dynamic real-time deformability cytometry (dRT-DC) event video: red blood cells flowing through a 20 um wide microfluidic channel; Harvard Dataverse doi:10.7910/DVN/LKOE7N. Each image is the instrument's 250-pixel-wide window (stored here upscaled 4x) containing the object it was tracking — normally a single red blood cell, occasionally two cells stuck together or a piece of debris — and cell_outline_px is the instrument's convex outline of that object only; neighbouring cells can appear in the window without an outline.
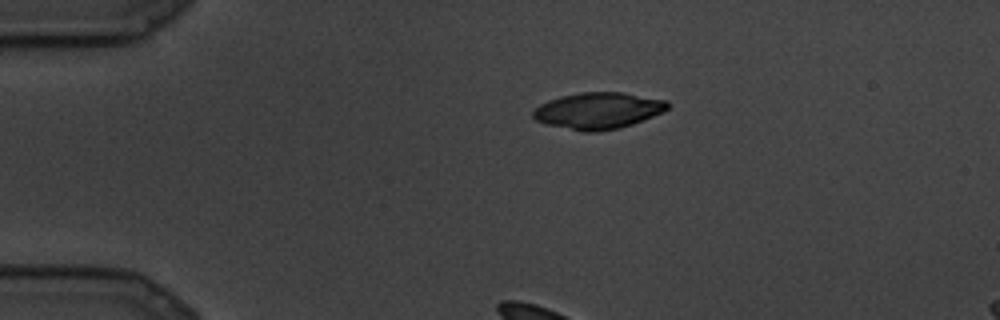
{"species": "common noctule bat (a hibernating species)", "species_latin": "Nyctalus noctula", "temperature_condition": "cold", "stored_images_in_passage": 20, "camera_frame_rate_fps": 3000, "um_per_image_px": 0.085, "animal": {"sex": "male", "body_mass_g": 19.5, "forearm_length_mm": 54.6}, "frame": {"image": 1, "passage_image": 1, "time_ms": 0.0, "image_size_px": [1000, 320], "cell_outline_px": [[668, 108], [652, 116], [632, 124], [620, 128], [596, 132], [580, 132], [548, 124], [536, 120], [532, 116], [532, 112], [540, 104], [548, 100], [560, 96], [580, 92], [624, 92], [668, 100]], "centroid_in_image_um": [50.82, 9.4], "position_along_channel_um": 34.2, "area_um2": 28.61}}